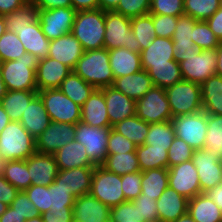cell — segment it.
Returning a JSON list of instances; mask_svg holds the SVG:
<instances>
[{
  "mask_svg": "<svg viewBox=\"0 0 222 222\" xmlns=\"http://www.w3.org/2000/svg\"><path fill=\"white\" fill-rule=\"evenodd\" d=\"M217 52V68L216 75L222 77V42L216 47Z\"/></svg>",
  "mask_w": 222,
  "mask_h": 222,
  "instance_id": "cell-70",
  "label": "cell"
},
{
  "mask_svg": "<svg viewBox=\"0 0 222 222\" xmlns=\"http://www.w3.org/2000/svg\"><path fill=\"white\" fill-rule=\"evenodd\" d=\"M4 159H3V156L2 154L0 153V171H1V167H2V164L4 163Z\"/></svg>",
  "mask_w": 222,
  "mask_h": 222,
  "instance_id": "cell-78",
  "label": "cell"
},
{
  "mask_svg": "<svg viewBox=\"0 0 222 222\" xmlns=\"http://www.w3.org/2000/svg\"><path fill=\"white\" fill-rule=\"evenodd\" d=\"M206 194L215 202L222 212V183L217 184L214 188L207 191Z\"/></svg>",
  "mask_w": 222,
  "mask_h": 222,
  "instance_id": "cell-68",
  "label": "cell"
},
{
  "mask_svg": "<svg viewBox=\"0 0 222 222\" xmlns=\"http://www.w3.org/2000/svg\"><path fill=\"white\" fill-rule=\"evenodd\" d=\"M75 124L51 121L50 125L35 139L36 152L55 154L61 147L75 139Z\"/></svg>",
  "mask_w": 222,
  "mask_h": 222,
  "instance_id": "cell-16",
  "label": "cell"
},
{
  "mask_svg": "<svg viewBox=\"0 0 222 222\" xmlns=\"http://www.w3.org/2000/svg\"><path fill=\"white\" fill-rule=\"evenodd\" d=\"M38 59L25 53L17 60L0 62L1 75L8 91H37Z\"/></svg>",
  "mask_w": 222,
  "mask_h": 222,
  "instance_id": "cell-3",
  "label": "cell"
},
{
  "mask_svg": "<svg viewBox=\"0 0 222 222\" xmlns=\"http://www.w3.org/2000/svg\"><path fill=\"white\" fill-rule=\"evenodd\" d=\"M132 202L134 206H137L138 212L144 221L158 218L157 200L146 197L141 193L136 199H133Z\"/></svg>",
  "mask_w": 222,
  "mask_h": 222,
  "instance_id": "cell-59",
  "label": "cell"
},
{
  "mask_svg": "<svg viewBox=\"0 0 222 222\" xmlns=\"http://www.w3.org/2000/svg\"><path fill=\"white\" fill-rule=\"evenodd\" d=\"M193 152L194 149H192L189 144L182 139L175 137L167 151L168 168L191 160Z\"/></svg>",
  "mask_w": 222,
  "mask_h": 222,
  "instance_id": "cell-50",
  "label": "cell"
},
{
  "mask_svg": "<svg viewBox=\"0 0 222 222\" xmlns=\"http://www.w3.org/2000/svg\"><path fill=\"white\" fill-rule=\"evenodd\" d=\"M128 18L149 14L150 0H120L114 10Z\"/></svg>",
  "mask_w": 222,
  "mask_h": 222,
  "instance_id": "cell-52",
  "label": "cell"
},
{
  "mask_svg": "<svg viewBox=\"0 0 222 222\" xmlns=\"http://www.w3.org/2000/svg\"><path fill=\"white\" fill-rule=\"evenodd\" d=\"M24 192L41 214L49 210V186L31 185Z\"/></svg>",
  "mask_w": 222,
  "mask_h": 222,
  "instance_id": "cell-54",
  "label": "cell"
},
{
  "mask_svg": "<svg viewBox=\"0 0 222 222\" xmlns=\"http://www.w3.org/2000/svg\"><path fill=\"white\" fill-rule=\"evenodd\" d=\"M104 48L108 51L125 47L132 52H140V43L131 30V18L115 11L105 12Z\"/></svg>",
  "mask_w": 222,
  "mask_h": 222,
  "instance_id": "cell-6",
  "label": "cell"
},
{
  "mask_svg": "<svg viewBox=\"0 0 222 222\" xmlns=\"http://www.w3.org/2000/svg\"><path fill=\"white\" fill-rule=\"evenodd\" d=\"M59 170H67L77 167H95L89 159L85 146L76 139L61 147L53 154Z\"/></svg>",
  "mask_w": 222,
  "mask_h": 222,
  "instance_id": "cell-28",
  "label": "cell"
},
{
  "mask_svg": "<svg viewBox=\"0 0 222 222\" xmlns=\"http://www.w3.org/2000/svg\"><path fill=\"white\" fill-rule=\"evenodd\" d=\"M204 149L221 155L222 152V115L208 114L207 132Z\"/></svg>",
  "mask_w": 222,
  "mask_h": 222,
  "instance_id": "cell-45",
  "label": "cell"
},
{
  "mask_svg": "<svg viewBox=\"0 0 222 222\" xmlns=\"http://www.w3.org/2000/svg\"><path fill=\"white\" fill-rule=\"evenodd\" d=\"M144 222H165V221L160 219V218H153V219H150V220H146Z\"/></svg>",
  "mask_w": 222,
  "mask_h": 222,
  "instance_id": "cell-77",
  "label": "cell"
},
{
  "mask_svg": "<svg viewBox=\"0 0 222 222\" xmlns=\"http://www.w3.org/2000/svg\"><path fill=\"white\" fill-rule=\"evenodd\" d=\"M7 207H8V205H6L5 203L0 202V217L6 211Z\"/></svg>",
  "mask_w": 222,
  "mask_h": 222,
  "instance_id": "cell-76",
  "label": "cell"
},
{
  "mask_svg": "<svg viewBox=\"0 0 222 222\" xmlns=\"http://www.w3.org/2000/svg\"><path fill=\"white\" fill-rule=\"evenodd\" d=\"M173 222H195L191 215L186 212L185 214H183L182 216H180L176 221H173Z\"/></svg>",
  "mask_w": 222,
  "mask_h": 222,
  "instance_id": "cell-73",
  "label": "cell"
},
{
  "mask_svg": "<svg viewBox=\"0 0 222 222\" xmlns=\"http://www.w3.org/2000/svg\"><path fill=\"white\" fill-rule=\"evenodd\" d=\"M206 22L216 37L220 40V42H222V5L211 17L206 20Z\"/></svg>",
  "mask_w": 222,
  "mask_h": 222,
  "instance_id": "cell-64",
  "label": "cell"
},
{
  "mask_svg": "<svg viewBox=\"0 0 222 222\" xmlns=\"http://www.w3.org/2000/svg\"><path fill=\"white\" fill-rule=\"evenodd\" d=\"M11 122L8 114L3 109L0 103V133Z\"/></svg>",
  "mask_w": 222,
  "mask_h": 222,
  "instance_id": "cell-71",
  "label": "cell"
},
{
  "mask_svg": "<svg viewBox=\"0 0 222 222\" xmlns=\"http://www.w3.org/2000/svg\"><path fill=\"white\" fill-rule=\"evenodd\" d=\"M51 121L77 124L81 120V106L74 103L58 88L38 91Z\"/></svg>",
  "mask_w": 222,
  "mask_h": 222,
  "instance_id": "cell-8",
  "label": "cell"
},
{
  "mask_svg": "<svg viewBox=\"0 0 222 222\" xmlns=\"http://www.w3.org/2000/svg\"><path fill=\"white\" fill-rule=\"evenodd\" d=\"M105 97L110 128L126 118L136 115V101L112 86L100 89Z\"/></svg>",
  "mask_w": 222,
  "mask_h": 222,
  "instance_id": "cell-18",
  "label": "cell"
},
{
  "mask_svg": "<svg viewBox=\"0 0 222 222\" xmlns=\"http://www.w3.org/2000/svg\"><path fill=\"white\" fill-rule=\"evenodd\" d=\"M136 115L148 124L172 120V113L164 88L153 86L136 101Z\"/></svg>",
  "mask_w": 222,
  "mask_h": 222,
  "instance_id": "cell-9",
  "label": "cell"
},
{
  "mask_svg": "<svg viewBox=\"0 0 222 222\" xmlns=\"http://www.w3.org/2000/svg\"><path fill=\"white\" fill-rule=\"evenodd\" d=\"M176 137L182 139L194 150L204 148L208 114L203 110L193 114L172 118Z\"/></svg>",
  "mask_w": 222,
  "mask_h": 222,
  "instance_id": "cell-10",
  "label": "cell"
},
{
  "mask_svg": "<svg viewBox=\"0 0 222 222\" xmlns=\"http://www.w3.org/2000/svg\"><path fill=\"white\" fill-rule=\"evenodd\" d=\"M44 222H74L72 209H50L41 214Z\"/></svg>",
  "mask_w": 222,
  "mask_h": 222,
  "instance_id": "cell-61",
  "label": "cell"
},
{
  "mask_svg": "<svg viewBox=\"0 0 222 222\" xmlns=\"http://www.w3.org/2000/svg\"><path fill=\"white\" fill-rule=\"evenodd\" d=\"M153 23L156 37L171 39L178 23V17L153 14Z\"/></svg>",
  "mask_w": 222,
  "mask_h": 222,
  "instance_id": "cell-56",
  "label": "cell"
},
{
  "mask_svg": "<svg viewBox=\"0 0 222 222\" xmlns=\"http://www.w3.org/2000/svg\"><path fill=\"white\" fill-rule=\"evenodd\" d=\"M36 152L35 138L20 122L11 121L0 133V153L4 161L26 160Z\"/></svg>",
  "mask_w": 222,
  "mask_h": 222,
  "instance_id": "cell-4",
  "label": "cell"
},
{
  "mask_svg": "<svg viewBox=\"0 0 222 222\" xmlns=\"http://www.w3.org/2000/svg\"><path fill=\"white\" fill-rule=\"evenodd\" d=\"M10 207L23 216L25 220L41 215L24 191H19Z\"/></svg>",
  "mask_w": 222,
  "mask_h": 222,
  "instance_id": "cell-57",
  "label": "cell"
},
{
  "mask_svg": "<svg viewBox=\"0 0 222 222\" xmlns=\"http://www.w3.org/2000/svg\"><path fill=\"white\" fill-rule=\"evenodd\" d=\"M101 166L120 176L140 171L136 152L108 154Z\"/></svg>",
  "mask_w": 222,
  "mask_h": 222,
  "instance_id": "cell-41",
  "label": "cell"
},
{
  "mask_svg": "<svg viewBox=\"0 0 222 222\" xmlns=\"http://www.w3.org/2000/svg\"><path fill=\"white\" fill-rule=\"evenodd\" d=\"M109 64L114 79L142 70L140 52H132L125 47L109 50Z\"/></svg>",
  "mask_w": 222,
  "mask_h": 222,
  "instance_id": "cell-27",
  "label": "cell"
},
{
  "mask_svg": "<svg viewBox=\"0 0 222 222\" xmlns=\"http://www.w3.org/2000/svg\"><path fill=\"white\" fill-rule=\"evenodd\" d=\"M136 148L137 145L111 128L107 143L108 154L135 152Z\"/></svg>",
  "mask_w": 222,
  "mask_h": 222,
  "instance_id": "cell-55",
  "label": "cell"
},
{
  "mask_svg": "<svg viewBox=\"0 0 222 222\" xmlns=\"http://www.w3.org/2000/svg\"><path fill=\"white\" fill-rule=\"evenodd\" d=\"M110 222H144L132 201H125L111 207Z\"/></svg>",
  "mask_w": 222,
  "mask_h": 222,
  "instance_id": "cell-49",
  "label": "cell"
},
{
  "mask_svg": "<svg viewBox=\"0 0 222 222\" xmlns=\"http://www.w3.org/2000/svg\"><path fill=\"white\" fill-rule=\"evenodd\" d=\"M7 31L3 15H0V37Z\"/></svg>",
  "mask_w": 222,
  "mask_h": 222,
  "instance_id": "cell-74",
  "label": "cell"
},
{
  "mask_svg": "<svg viewBox=\"0 0 222 222\" xmlns=\"http://www.w3.org/2000/svg\"><path fill=\"white\" fill-rule=\"evenodd\" d=\"M179 65L183 80L201 85L216 74L217 52L215 49L199 50Z\"/></svg>",
  "mask_w": 222,
  "mask_h": 222,
  "instance_id": "cell-12",
  "label": "cell"
},
{
  "mask_svg": "<svg viewBox=\"0 0 222 222\" xmlns=\"http://www.w3.org/2000/svg\"><path fill=\"white\" fill-rule=\"evenodd\" d=\"M165 90L172 118L203 110L200 84L181 80Z\"/></svg>",
  "mask_w": 222,
  "mask_h": 222,
  "instance_id": "cell-5",
  "label": "cell"
},
{
  "mask_svg": "<svg viewBox=\"0 0 222 222\" xmlns=\"http://www.w3.org/2000/svg\"><path fill=\"white\" fill-rule=\"evenodd\" d=\"M28 0H0V15L9 14L23 7Z\"/></svg>",
  "mask_w": 222,
  "mask_h": 222,
  "instance_id": "cell-65",
  "label": "cell"
},
{
  "mask_svg": "<svg viewBox=\"0 0 222 222\" xmlns=\"http://www.w3.org/2000/svg\"><path fill=\"white\" fill-rule=\"evenodd\" d=\"M140 55L142 69L146 71L151 65L169 64V61L175 60L173 41L169 38L155 37Z\"/></svg>",
  "mask_w": 222,
  "mask_h": 222,
  "instance_id": "cell-25",
  "label": "cell"
},
{
  "mask_svg": "<svg viewBox=\"0 0 222 222\" xmlns=\"http://www.w3.org/2000/svg\"><path fill=\"white\" fill-rule=\"evenodd\" d=\"M187 212L195 222H222L220 208L206 193L188 199Z\"/></svg>",
  "mask_w": 222,
  "mask_h": 222,
  "instance_id": "cell-31",
  "label": "cell"
},
{
  "mask_svg": "<svg viewBox=\"0 0 222 222\" xmlns=\"http://www.w3.org/2000/svg\"><path fill=\"white\" fill-rule=\"evenodd\" d=\"M191 160L197 168L202 193H206L217 184L222 183L220 155L202 148L194 150Z\"/></svg>",
  "mask_w": 222,
  "mask_h": 222,
  "instance_id": "cell-14",
  "label": "cell"
},
{
  "mask_svg": "<svg viewBox=\"0 0 222 222\" xmlns=\"http://www.w3.org/2000/svg\"><path fill=\"white\" fill-rule=\"evenodd\" d=\"M25 218L19 215L10 206L7 207L6 211L1 215L0 222H25Z\"/></svg>",
  "mask_w": 222,
  "mask_h": 222,
  "instance_id": "cell-67",
  "label": "cell"
},
{
  "mask_svg": "<svg viewBox=\"0 0 222 222\" xmlns=\"http://www.w3.org/2000/svg\"><path fill=\"white\" fill-rule=\"evenodd\" d=\"M19 190L12 186L1 174H0V202L10 206L13 200L16 198Z\"/></svg>",
  "mask_w": 222,
  "mask_h": 222,
  "instance_id": "cell-62",
  "label": "cell"
},
{
  "mask_svg": "<svg viewBox=\"0 0 222 222\" xmlns=\"http://www.w3.org/2000/svg\"><path fill=\"white\" fill-rule=\"evenodd\" d=\"M188 210V199L169 186L157 199L158 218L165 222L176 221Z\"/></svg>",
  "mask_w": 222,
  "mask_h": 222,
  "instance_id": "cell-26",
  "label": "cell"
},
{
  "mask_svg": "<svg viewBox=\"0 0 222 222\" xmlns=\"http://www.w3.org/2000/svg\"><path fill=\"white\" fill-rule=\"evenodd\" d=\"M71 33L80 41L84 51L104 48L105 11L76 12Z\"/></svg>",
  "mask_w": 222,
  "mask_h": 222,
  "instance_id": "cell-2",
  "label": "cell"
},
{
  "mask_svg": "<svg viewBox=\"0 0 222 222\" xmlns=\"http://www.w3.org/2000/svg\"><path fill=\"white\" fill-rule=\"evenodd\" d=\"M73 72L95 89L113 85L114 76L109 64V51L106 48L84 51Z\"/></svg>",
  "mask_w": 222,
  "mask_h": 222,
  "instance_id": "cell-1",
  "label": "cell"
},
{
  "mask_svg": "<svg viewBox=\"0 0 222 222\" xmlns=\"http://www.w3.org/2000/svg\"><path fill=\"white\" fill-rule=\"evenodd\" d=\"M147 72L153 85L164 89L183 80L180 65L176 60L169 61V64L151 65Z\"/></svg>",
  "mask_w": 222,
  "mask_h": 222,
  "instance_id": "cell-37",
  "label": "cell"
},
{
  "mask_svg": "<svg viewBox=\"0 0 222 222\" xmlns=\"http://www.w3.org/2000/svg\"><path fill=\"white\" fill-rule=\"evenodd\" d=\"M72 7L78 11L99 9L98 0H71Z\"/></svg>",
  "mask_w": 222,
  "mask_h": 222,
  "instance_id": "cell-66",
  "label": "cell"
},
{
  "mask_svg": "<svg viewBox=\"0 0 222 222\" xmlns=\"http://www.w3.org/2000/svg\"><path fill=\"white\" fill-rule=\"evenodd\" d=\"M120 0H98L99 9L107 12L114 11Z\"/></svg>",
  "mask_w": 222,
  "mask_h": 222,
  "instance_id": "cell-69",
  "label": "cell"
},
{
  "mask_svg": "<svg viewBox=\"0 0 222 222\" xmlns=\"http://www.w3.org/2000/svg\"><path fill=\"white\" fill-rule=\"evenodd\" d=\"M175 60L180 63L185 61L187 57L195 54L199 49L195 46L194 42H173Z\"/></svg>",
  "mask_w": 222,
  "mask_h": 222,
  "instance_id": "cell-60",
  "label": "cell"
},
{
  "mask_svg": "<svg viewBox=\"0 0 222 222\" xmlns=\"http://www.w3.org/2000/svg\"><path fill=\"white\" fill-rule=\"evenodd\" d=\"M153 86L148 72L143 69L134 74L115 78L112 85V87L135 101L142 98Z\"/></svg>",
  "mask_w": 222,
  "mask_h": 222,
  "instance_id": "cell-30",
  "label": "cell"
},
{
  "mask_svg": "<svg viewBox=\"0 0 222 222\" xmlns=\"http://www.w3.org/2000/svg\"><path fill=\"white\" fill-rule=\"evenodd\" d=\"M0 174L19 191H24L32 185L25 160L5 161Z\"/></svg>",
  "mask_w": 222,
  "mask_h": 222,
  "instance_id": "cell-36",
  "label": "cell"
},
{
  "mask_svg": "<svg viewBox=\"0 0 222 222\" xmlns=\"http://www.w3.org/2000/svg\"><path fill=\"white\" fill-rule=\"evenodd\" d=\"M76 12L73 7L39 10L38 20L47 39L51 41L71 33Z\"/></svg>",
  "mask_w": 222,
  "mask_h": 222,
  "instance_id": "cell-13",
  "label": "cell"
},
{
  "mask_svg": "<svg viewBox=\"0 0 222 222\" xmlns=\"http://www.w3.org/2000/svg\"><path fill=\"white\" fill-rule=\"evenodd\" d=\"M111 128L92 127L82 121L76 124L75 139L85 146L89 159L101 166L107 155V143Z\"/></svg>",
  "mask_w": 222,
  "mask_h": 222,
  "instance_id": "cell-11",
  "label": "cell"
},
{
  "mask_svg": "<svg viewBox=\"0 0 222 222\" xmlns=\"http://www.w3.org/2000/svg\"><path fill=\"white\" fill-rule=\"evenodd\" d=\"M131 30L140 43V52L146 49L156 37L153 14H146L131 18Z\"/></svg>",
  "mask_w": 222,
  "mask_h": 222,
  "instance_id": "cell-43",
  "label": "cell"
},
{
  "mask_svg": "<svg viewBox=\"0 0 222 222\" xmlns=\"http://www.w3.org/2000/svg\"><path fill=\"white\" fill-rule=\"evenodd\" d=\"M82 122L97 128H110L105 97L100 89L89 96V99L81 106Z\"/></svg>",
  "mask_w": 222,
  "mask_h": 222,
  "instance_id": "cell-24",
  "label": "cell"
},
{
  "mask_svg": "<svg viewBox=\"0 0 222 222\" xmlns=\"http://www.w3.org/2000/svg\"><path fill=\"white\" fill-rule=\"evenodd\" d=\"M222 5V0H184V13L196 21H206Z\"/></svg>",
  "mask_w": 222,
  "mask_h": 222,
  "instance_id": "cell-44",
  "label": "cell"
},
{
  "mask_svg": "<svg viewBox=\"0 0 222 222\" xmlns=\"http://www.w3.org/2000/svg\"><path fill=\"white\" fill-rule=\"evenodd\" d=\"M83 53L80 41L69 33L50 41L48 57L58 60L73 70Z\"/></svg>",
  "mask_w": 222,
  "mask_h": 222,
  "instance_id": "cell-21",
  "label": "cell"
},
{
  "mask_svg": "<svg viewBox=\"0 0 222 222\" xmlns=\"http://www.w3.org/2000/svg\"><path fill=\"white\" fill-rule=\"evenodd\" d=\"M32 185L49 186L59 173L53 154L33 153L26 160Z\"/></svg>",
  "mask_w": 222,
  "mask_h": 222,
  "instance_id": "cell-17",
  "label": "cell"
},
{
  "mask_svg": "<svg viewBox=\"0 0 222 222\" xmlns=\"http://www.w3.org/2000/svg\"><path fill=\"white\" fill-rule=\"evenodd\" d=\"M197 21L190 16L178 17V23L172 36L173 42H189L193 38V26Z\"/></svg>",
  "mask_w": 222,
  "mask_h": 222,
  "instance_id": "cell-58",
  "label": "cell"
},
{
  "mask_svg": "<svg viewBox=\"0 0 222 222\" xmlns=\"http://www.w3.org/2000/svg\"><path fill=\"white\" fill-rule=\"evenodd\" d=\"M14 33L17 34L26 53H31L38 60L48 57L50 40L42 32L39 20L34 22L30 27L14 29Z\"/></svg>",
  "mask_w": 222,
  "mask_h": 222,
  "instance_id": "cell-23",
  "label": "cell"
},
{
  "mask_svg": "<svg viewBox=\"0 0 222 222\" xmlns=\"http://www.w3.org/2000/svg\"><path fill=\"white\" fill-rule=\"evenodd\" d=\"M73 70L50 57L38 60L36 68L37 91L59 88Z\"/></svg>",
  "mask_w": 222,
  "mask_h": 222,
  "instance_id": "cell-20",
  "label": "cell"
},
{
  "mask_svg": "<svg viewBox=\"0 0 222 222\" xmlns=\"http://www.w3.org/2000/svg\"><path fill=\"white\" fill-rule=\"evenodd\" d=\"M149 14L183 16L184 0H150Z\"/></svg>",
  "mask_w": 222,
  "mask_h": 222,
  "instance_id": "cell-51",
  "label": "cell"
},
{
  "mask_svg": "<svg viewBox=\"0 0 222 222\" xmlns=\"http://www.w3.org/2000/svg\"><path fill=\"white\" fill-rule=\"evenodd\" d=\"M19 122L35 139L50 125V116L39 95L30 102Z\"/></svg>",
  "mask_w": 222,
  "mask_h": 222,
  "instance_id": "cell-29",
  "label": "cell"
},
{
  "mask_svg": "<svg viewBox=\"0 0 222 222\" xmlns=\"http://www.w3.org/2000/svg\"><path fill=\"white\" fill-rule=\"evenodd\" d=\"M76 198L72 191L65 187L58 186L54 182L49 185V210L72 209Z\"/></svg>",
  "mask_w": 222,
  "mask_h": 222,
  "instance_id": "cell-48",
  "label": "cell"
},
{
  "mask_svg": "<svg viewBox=\"0 0 222 222\" xmlns=\"http://www.w3.org/2000/svg\"><path fill=\"white\" fill-rule=\"evenodd\" d=\"M199 50L216 49L220 40L209 28L206 21H197L193 26V38H191Z\"/></svg>",
  "mask_w": 222,
  "mask_h": 222,
  "instance_id": "cell-47",
  "label": "cell"
},
{
  "mask_svg": "<svg viewBox=\"0 0 222 222\" xmlns=\"http://www.w3.org/2000/svg\"><path fill=\"white\" fill-rule=\"evenodd\" d=\"M94 167H77L59 170L54 183L72 191L76 197L89 194Z\"/></svg>",
  "mask_w": 222,
  "mask_h": 222,
  "instance_id": "cell-22",
  "label": "cell"
},
{
  "mask_svg": "<svg viewBox=\"0 0 222 222\" xmlns=\"http://www.w3.org/2000/svg\"><path fill=\"white\" fill-rule=\"evenodd\" d=\"M38 95V91H7L1 105L13 122H19L30 102Z\"/></svg>",
  "mask_w": 222,
  "mask_h": 222,
  "instance_id": "cell-33",
  "label": "cell"
},
{
  "mask_svg": "<svg viewBox=\"0 0 222 222\" xmlns=\"http://www.w3.org/2000/svg\"><path fill=\"white\" fill-rule=\"evenodd\" d=\"M175 137L171 120L150 124L144 144L152 145V148H165L168 151Z\"/></svg>",
  "mask_w": 222,
  "mask_h": 222,
  "instance_id": "cell-42",
  "label": "cell"
},
{
  "mask_svg": "<svg viewBox=\"0 0 222 222\" xmlns=\"http://www.w3.org/2000/svg\"><path fill=\"white\" fill-rule=\"evenodd\" d=\"M168 186V168H155L142 172L141 190L146 197L157 200Z\"/></svg>",
  "mask_w": 222,
  "mask_h": 222,
  "instance_id": "cell-35",
  "label": "cell"
},
{
  "mask_svg": "<svg viewBox=\"0 0 222 222\" xmlns=\"http://www.w3.org/2000/svg\"><path fill=\"white\" fill-rule=\"evenodd\" d=\"M7 88H6V84L3 81L2 75H1V66H0V102L2 100V98L5 96V94L7 93Z\"/></svg>",
  "mask_w": 222,
  "mask_h": 222,
  "instance_id": "cell-72",
  "label": "cell"
},
{
  "mask_svg": "<svg viewBox=\"0 0 222 222\" xmlns=\"http://www.w3.org/2000/svg\"><path fill=\"white\" fill-rule=\"evenodd\" d=\"M38 11L33 2H27L20 9L3 15L7 31L14 32V29L30 27L38 20Z\"/></svg>",
  "mask_w": 222,
  "mask_h": 222,
  "instance_id": "cell-40",
  "label": "cell"
},
{
  "mask_svg": "<svg viewBox=\"0 0 222 222\" xmlns=\"http://www.w3.org/2000/svg\"><path fill=\"white\" fill-rule=\"evenodd\" d=\"M121 185L120 175L95 166L89 194L111 208L125 202Z\"/></svg>",
  "mask_w": 222,
  "mask_h": 222,
  "instance_id": "cell-7",
  "label": "cell"
},
{
  "mask_svg": "<svg viewBox=\"0 0 222 222\" xmlns=\"http://www.w3.org/2000/svg\"><path fill=\"white\" fill-rule=\"evenodd\" d=\"M25 222H44L42 216H36L31 219H27Z\"/></svg>",
  "mask_w": 222,
  "mask_h": 222,
  "instance_id": "cell-75",
  "label": "cell"
},
{
  "mask_svg": "<svg viewBox=\"0 0 222 222\" xmlns=\"http://www.w3.org/2000/svg\"><path fill=\"white\" fill-rule=\"evenodd\" d=\"M122 191L125 196V201L136 199L141 193L142 172L127 173L121 176Z\"/></svg>",
  "mask_w": 222,
  "mask_h": 222,
  "instance_id": "cell-53",
  "label": "cell"
},
{
  "mask_svg": "<svg viewBox=\"0 0 222 222\" xmlns=\"http://www.w3.org/2000/svg\"><path fill=\"white\" fill-rule=\"evenodd\" d=\"M168 185L187 199L202 193L197 168L192 160L168 168Z\"/></svg>",
  "mask_w": 222,
  "mask_h": 222,
  "instance_id": "cell-15",
  "label": "cell"
},
{
  "mask_svg": "<svg viewBox=\"0 0 222 222\" xmlns=\"http://www.w3.org/2000/svg\"><path fill=\"white\" fill-rule=\"evenodd\" d=\"M33 3L38 10H51L60 7H72L71 0H34Z\"/></svg>",
  "mask_w": 222,
  "mask_h": 222,
  "instance_id": "cell-63",
  "label": "cell"
},
{
  "mask_svg": "<svg viewBox=\"0 0 222 222\" xmlns=\"http://www.w3.org/2000/svg\"><path fill=\"white\" fill-rule=\"evenodd\" d=\"M26 53L17 34L6 31L0 37V62L17 60Z\"/></svg>",
  "mask_w": 222,
  "mask_h": 222,
  "instance_id": "cell-46",
  "label": "cell"
},
{
  "mask_svg": "<svg viewBox=\"0 0 222 222\" xmlns=\"http://www.w3.org/2000/svg\"><path fill=\"white\" fill-rule=\"evenodd\" d=\"M58 89L79 106H82L95 91L92 85L73 71L62 81Z\"/></svg>",
  "mask_w": 222,
  "mask_h": 222,
  "instance_id": "cell-34",
  "label": "cell"
},
{
  "mask_svg": "<svg viewBox=\"0 0 222 222\" xmlns=\"http://www.w3.org/2000/svg\"><path fill=\"white\" fill-rule=\"evenodd\" d=\"M140 171L155 168H168V154L165 148H152V145L143 144L136 148Z\"/></svg>",
  "mask_w": 222,
  "mask_h": 222,
  "instance_id": "cell-38",
  "label": "cell"
},
{
  "mask_svg": "<svg viewBox=\"0 0 222 222\" xmlns=\"http://www.w3.org/2000/svg\"><path fill=\"white\" fill-rule=\"evenodd\" d=\"M203 111L222 115V77L213 75L201 84Z\"/></svg>",
  "mask_w": 222,
  "mask_h": 222,
  "instance_id": "cell-32",
  "label": "cell"
},
{
  "mask_svg": "<svg viewBox=\"0 0 222 222\" xmlns=\"http://www.w3.org/2000/svg\"><path fill=\"white\" fill-rule=\"evenodd\" d=\"M111 208L90 194L75 199L72 207L74 222H110Z\"/></svg>",
  "mask_w": 222,
  "mask_h": 222,
  "instance_id": "cell-19",
  "label": "cell"
},
{
  "mask_svg": "<svg viewBox=\"0 0 222 222\" xmlns=\"http://www.w3.org/2000/svg\"><path fill=\"white\" fill-rule=\"evenodd\" d=\"M220 162L222 163V152H221V155H220Z\"/></svg>",
  "mask_w": 222,
  "mask_h": 222,
  "instance_id": "cell-79",
  "label": "cell"
},
{
  "mask_svg": "<svg viewBox=\"0 0 222 222\" xmlns=\"http://www.w3.org/2000/svg\"><path fill=\"white\" fill-rule=\"evenodd\" d=\"M149 126L150 124L134 115L115 124L112 129L139 146L144 144Z\"/></svg>",
  "mask_w": 222,
  "mask_h": 222,
  "instance_id": "cell-39",
  "label": "cell"
}]
</instances>
